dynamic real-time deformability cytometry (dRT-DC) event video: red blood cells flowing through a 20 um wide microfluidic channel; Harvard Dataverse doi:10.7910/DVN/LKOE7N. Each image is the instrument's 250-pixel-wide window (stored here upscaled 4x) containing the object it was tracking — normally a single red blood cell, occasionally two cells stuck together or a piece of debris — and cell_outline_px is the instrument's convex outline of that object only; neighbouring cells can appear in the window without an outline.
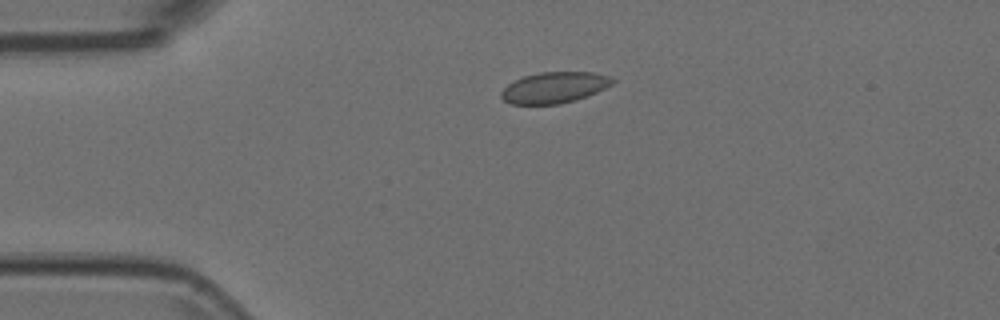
{"species": "Egyptian fruit bat (a non-hibernating species)", "species_latin": "Rousettus aegyptiacus", "temperature_condition": "room temperature", "stored_images_in_passage": 43, "camera_frame_rate_fps": 3000, "um_per_image_px": 0.085, "animal": {"sex": "female"}, "frame": {"image": 1, "passage_image": 1, "time_ms": 0.0, "image_size_px": [1000, 320], "cell_outline_px": [[616, 80], [612, 84], [596, 92], [576, 100], [560, 104], [512, 104], [504, 100], [500, 96], [500, 92], [508, 84], [524, 76], [540, 72], [592, 72], [612, 76]], "centroid_in_image_um": [47.13, 7.44], "position_along_channel_um": 37.9, "area_um2": 20.11}}
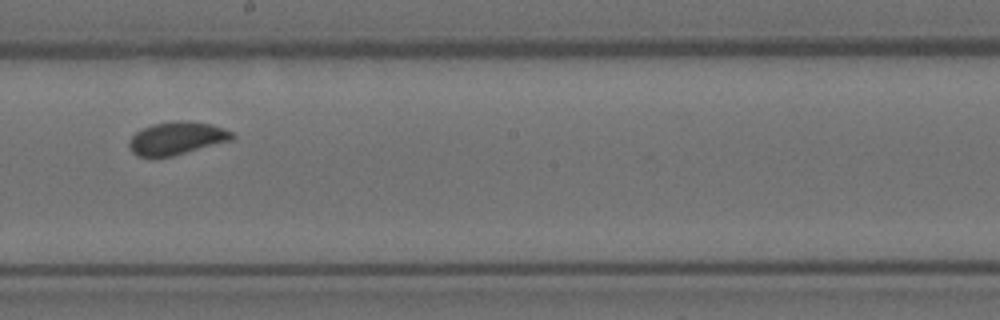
{"frame": {"image": 2, "passage_image": 19, "time_ms": 6.0, "image_size_px": [1000, 320], "cell_outline_px": [[236, 136], [232, 140], [172, 156], [136, 156], [128, 148], [128, 140], [136, 132], [152, 124], [176, 120], [180, 120], [212, 124], [224, 128], [232, 132]], "centroid_in_image_um": [15.02, 11.74], "position_along_channel_um": 233.2, "area_um2": 19.71}}
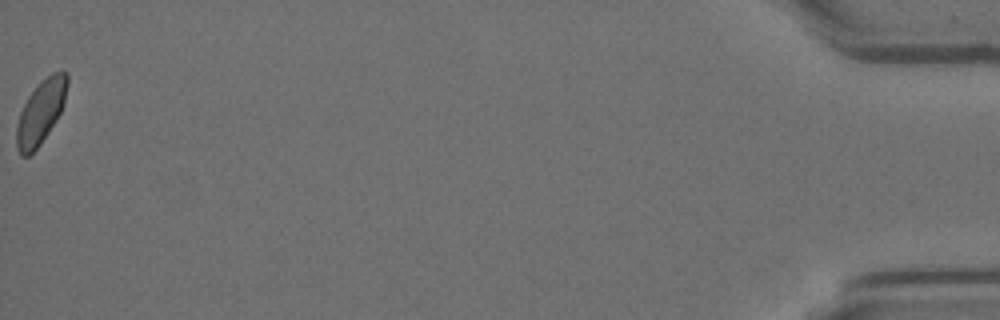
{"frame": {"image": 3, "passage_image": 43, "time_ms": 14.0, "image_size_px": [1000, 320], "cell_outline_px": [[68, 84], [64, 104], [56, 120], [40, 144], [28, 156], [20, 156], [16, 148], [16, 128], [20, 112], [28, 96], [40, 80], [52, 72], [60, 68], [68, 76]], "centroid_in_image_um": [3.47, 9.48], "position_along_channel_um": 431.7, "area_um2": 18.96}}